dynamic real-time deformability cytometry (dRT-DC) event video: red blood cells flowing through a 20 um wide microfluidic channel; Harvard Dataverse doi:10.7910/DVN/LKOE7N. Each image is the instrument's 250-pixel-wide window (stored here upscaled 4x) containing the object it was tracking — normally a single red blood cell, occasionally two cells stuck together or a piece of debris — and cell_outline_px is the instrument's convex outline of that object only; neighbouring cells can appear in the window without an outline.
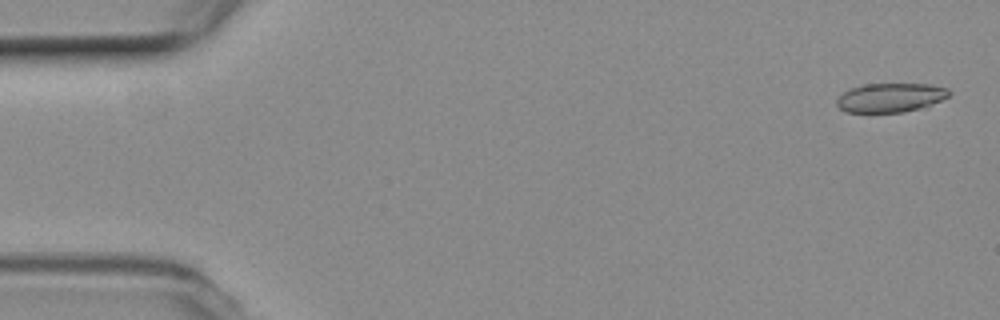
{"species": "common noctule bat (a hibernating species)", "species_latin": "Nyctalus noctula", "temperature_condition": "room temperature", "stored_images_in_passage": 54, "camera_frame_rate_fps": 3000, "um_per_image_px": 0.085, "animal": {"sex": "female", "body_mass_g": 19.3, "forearm_length_mm": 54.1}, "frame": {"image": 1, "passage_image": 1, "time_ms": 0.0, "image_size_px": [1000, 320], "cell_outline_px": [[952, 92], [948, 96], [928, 108], [904, 112], [848, 112], [840, 108], [836, 104], [836, 100], [844, 92], [852, 88], [864, 84], [932, 84], [948, 88]], "centroid_in_image_um": [75.77, 8.3], "position_along_channel_um": 9.2, "area_um2": 19.25}}
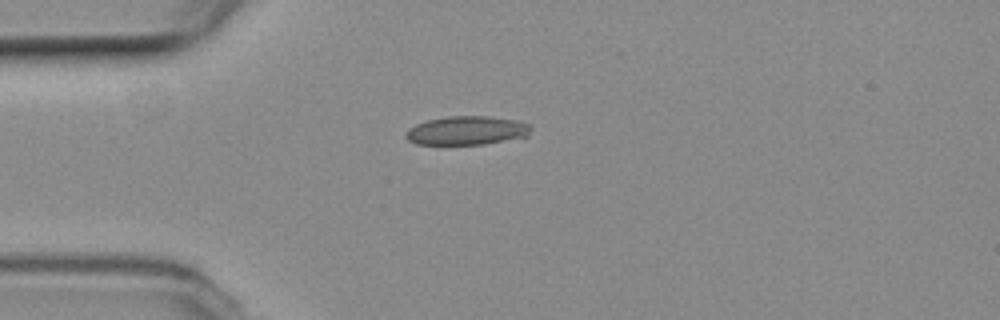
{"frame": {"image": 2, "passage_image": 13, "time_ms": 4.0, "image_size_px": [1000, 320], "cell_outline_px": [[532, 128], [528, 136], [524, 140], [484, 144], [416, 144], [408, 140], [404, 136], [416, 124], [428, 120], [448, 116], [488, 116], [516, 120], [532, 124]], "centroid_in_image_um": [39.83, 11.11], "position_along_channel_um": 45.2, "area_um2": 21.39}}